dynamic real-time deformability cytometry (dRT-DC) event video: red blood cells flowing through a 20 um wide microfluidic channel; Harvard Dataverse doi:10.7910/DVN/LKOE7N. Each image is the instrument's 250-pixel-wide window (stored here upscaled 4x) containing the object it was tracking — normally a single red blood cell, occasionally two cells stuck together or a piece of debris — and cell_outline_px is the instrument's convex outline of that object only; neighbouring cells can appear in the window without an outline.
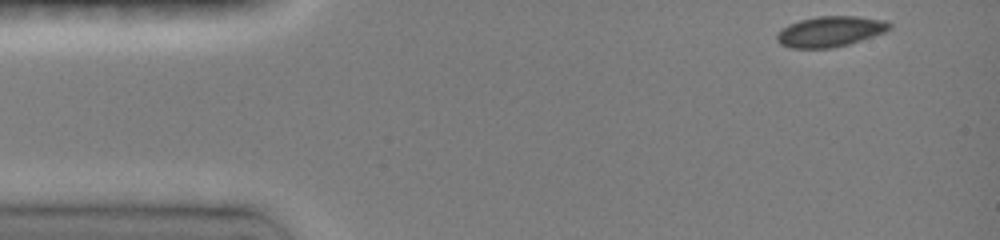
{"species": "common noctule bat (a hibernating species)", "species_latin": "Nyctalus noctula", "temperature_condition": "room temperature", "stored_images_in_passage": 31, "camera_frame_rate_fps": 3000, "um_per_image_px": 0.085, "animal": {"sex": "female", "body_mass_g": 19.0, "forearm_length_mm": 51.5}, "frame": {"image": 1, "passage_image": 1, "time_ms": 0.0, "image_size_px": [1000, 240], "cell_outline_px": [[892, 28], [884, 32], [848, 44], [832, 48], [792, 48], [780, 44], [776, 40], [776, 36], [788, 24], [800, 20], [820, 16], [856, 16], [884, 20], [892, 24]], "centroid_in_image_um": [70.57, 2.67], "position_along_channel_um": 14.4, "area_um2": 19.83}}
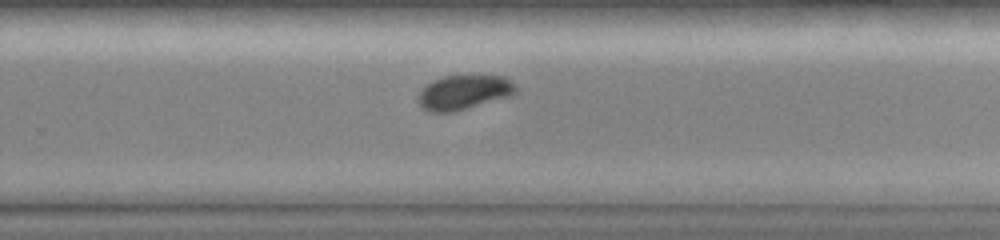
{"frame": {"image": 2, "passage_image": 22, "time_ms": 9.0, "image_size_px": [1000, 240], "cell_outline_px": [[516, 92], [512, 96], [452, 112], [428, 112], [416, 100], [416, 96], [432, 80], [444, 76], [504, 76], [512, 80], [516, 88]], "centroid_in_image_um": [39.43, 7.85], "position_along_channel_um": 290.4, "area_um2": 19.59}}
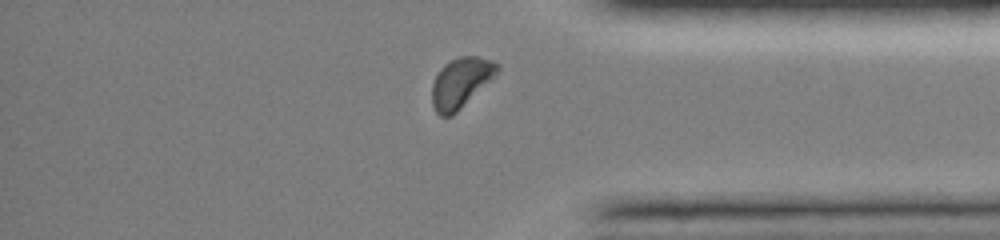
{"frame": {"image": 3, "passage_image": 28, "time_ms": 11.667, "image_size_px": [1000, 240], "cell_outline_px": [[500, 68], [496, 76], [492, 80], [452, 116], [440, 116], [436, 112], [432, 104], [432, 84], [440, 68], [444, 64], [460, 56], [476, 56], [492, 60], [500, 64]], "centroid_in_image_um": [39.19, 7.02], "position_along_channel_um": 396.0, "area_um2": 19.13}, "authors_computed_cell_mechanics": {"area_um2": 20.23, "velocity_mm_per_s": 4.0645, "shape_relaxation_time_tau1_ms": 5.0178, "shape_relaxation_time_tau2_ms": null, "deformation_change_tau1": 0.1109, "deformation_change_tau2": null}}